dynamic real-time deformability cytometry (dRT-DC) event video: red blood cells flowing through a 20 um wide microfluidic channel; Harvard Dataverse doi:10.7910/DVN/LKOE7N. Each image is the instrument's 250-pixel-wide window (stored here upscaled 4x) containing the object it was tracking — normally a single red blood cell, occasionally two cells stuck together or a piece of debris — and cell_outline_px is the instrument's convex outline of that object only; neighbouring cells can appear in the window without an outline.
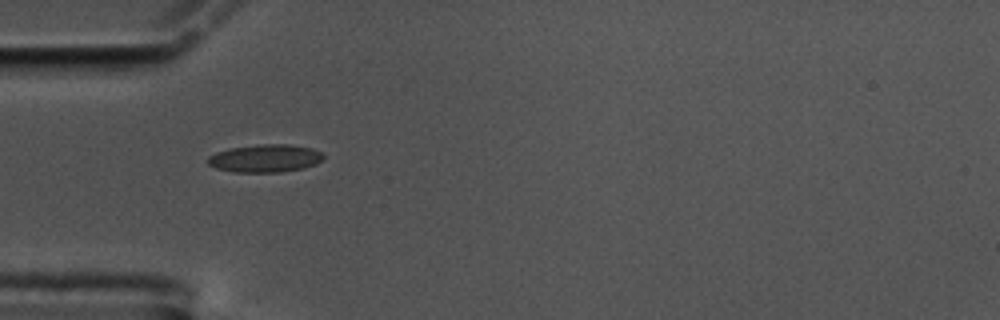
{"species": "common noctule bat (a hibernating species)", "species_latin": "Nyctalus noctula", "temperature_condition": "cold", "stored_images_in_passage": 37, "camera_frame_rate_fps": 3000, "um_per_image_px": 0.085, "animal": {"sex": "male", "body_mass_g": 17.5, "forearm_length_mm": 52.3}, "frame": {"image": 1, "passage_image": 1, "time_ms": 0.0, "image_size_px": [1000, 320], "cell_outline_px": [[324, 160], [316, 164], [304, 168], [280, 172], [236, 172], [216, 168], [208, 164], [208, 156], [216, 152], [228, 148], [256, 144], [288, 144], [312, 148], [320, 152], [324, 156]], "centroid_in_image_um": [22.55, 13.45], "position_along_channel_um": 62.5, "area_um2": 18.9}}
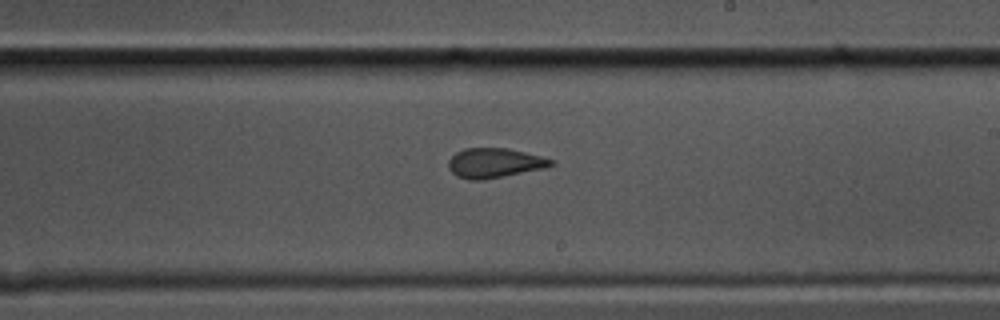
{"frame": {"image": 2, "passage_image": 17, "time_ms": 5.333, "image_size_px": [1000, 320], "cell_outline_px": [[556, 164], [544, 168], [484, 180], [468, 180], [456, 176], [448, 168], [448, 160], [456, 152], [464, 148], [508, 148], [540, 156], [552, 160]], "centroid_in_image_um": [41.99, 13.86], "position_along_channel_um": 247.0, "area_um2": 17.74}}
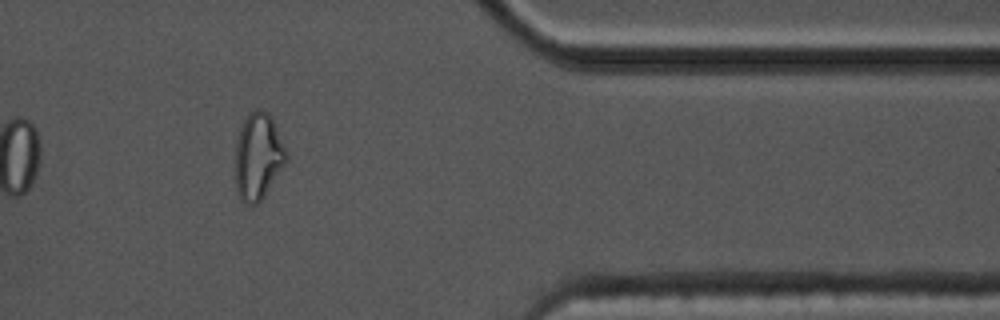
{"frame": {"image": 3, "passage_image": 31, "time_ms": 10.0, "image_size_px": [1000, 320], "cell_outline_px": [[288, 156], [284, 164], [264, 196], [256, 204], [244, 204], [240, 200], [236, 188], [236, 144], [240, 128], [248, 112], [256, 108], [260, 108], [268, 112], [272, 116]], "centroid_in_image_um": [21.93, 13.26], "position_along_channel_um": 389.5, "area_um2": 25.61}, "authors_computed_cell_mechanics": {"area_um2": 18.1492, "velocity_mm_per_s": 3.485, "shape_relaxation_time_tau1_ms": null, "shape_relaxation_time_tau2_ms": 1.4286, "deformation_change_tau1": null, "deformation_change_tau2": 0.0855}}